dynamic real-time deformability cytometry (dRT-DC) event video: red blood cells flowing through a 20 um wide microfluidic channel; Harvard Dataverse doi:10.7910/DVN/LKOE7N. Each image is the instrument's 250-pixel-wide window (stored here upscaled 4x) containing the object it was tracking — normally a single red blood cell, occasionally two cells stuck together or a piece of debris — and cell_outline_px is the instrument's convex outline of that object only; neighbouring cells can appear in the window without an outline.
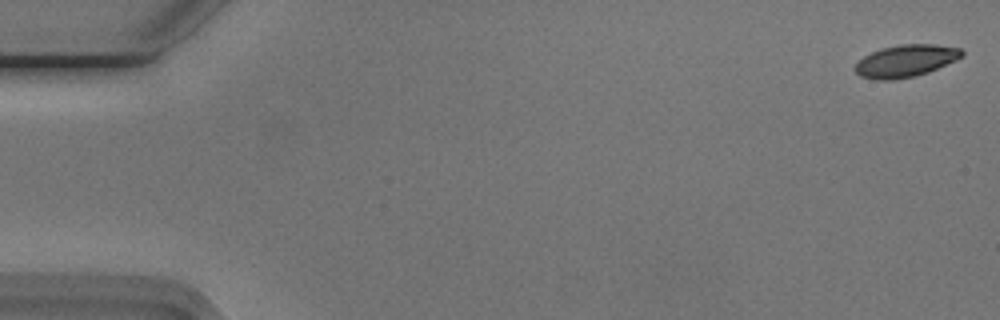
{"species": "Egyptian fruit bat (a non-hibernating species)", "species_latin": "Rousettus aegyptiacus", "temperature_condition": "cold", "stored_images_in_passage": 55, "camera_frame_rate_fps": 3000, "um_per_image_px": 0.085, "animal": {"sex": "male"}, "frame": {"image": 1, "passage_image": 1, "time_ms": 0.0, "image_size_px": [1000, 320], "cell_outline_px": [[964, 56], [956, 60], [928, 72], [916, 76], [896, 80], [876, 80], [860, 76], [856, 72], [856, 64], [864, 56], [880, 48], [900, 44], [936, 44], [960, 48], [964, 52]], "centroid_in_image_um": [77.01, 5.17], "position_along_channel_um": 8.0, "area_um2": 20.11}}
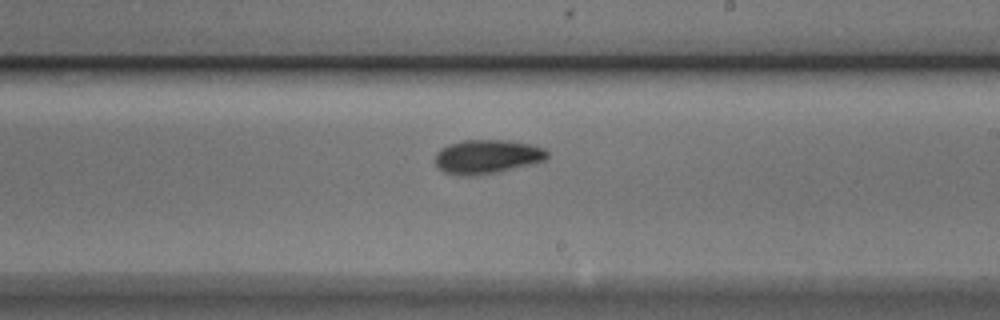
{"frame": {"image": 2, "passage_image": 32, "time_ms": 10.333, "image_size_px": [1000, 320], "cell_outline_px": [[548, 156], [544, 160], [500, 172], [476, 176], [456, 176], [444, 172], [436, 164], [436, 152], [440, 148], [448, 144], [460, 140], [512, 140], [532, 144], [544, 148], [548, 152]], "centroid_in_image_um": [41.38, 13.31], "position_along_channel_um": 247.6, "area_um2": 22.54}}
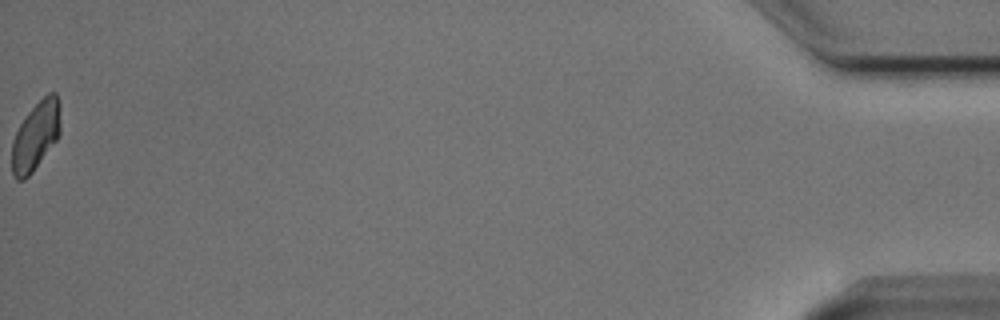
{"frame": {"image": 3, "passage_image": 55, "time_ms": 18.0, "image_size_px": [1000, 320], "cell_outline_px": [[60, 132], [56, 140], [32, 172], [24, 180], [16, 180], [12, 176], [12, 140], [20, 124], [28, 112], [48, 92], [56, 92], [60, 104]], "centroid_in_image_um": [3.03, 11.54], "position_along_channel_um": 432.2, "area_um2": 19.36}, "authors_computed_cell_mechanics": {"area_um2": 20.8658, "velocity_mm_per_s": 3.7476, "shape_relaxation_time_tau1_ms": 2.4881, "shape_relaxation_time_tau2_ms": 5.1003, "deformation_change_tau1": 0.1089, "deformation_change_tau2": 0.0746}}